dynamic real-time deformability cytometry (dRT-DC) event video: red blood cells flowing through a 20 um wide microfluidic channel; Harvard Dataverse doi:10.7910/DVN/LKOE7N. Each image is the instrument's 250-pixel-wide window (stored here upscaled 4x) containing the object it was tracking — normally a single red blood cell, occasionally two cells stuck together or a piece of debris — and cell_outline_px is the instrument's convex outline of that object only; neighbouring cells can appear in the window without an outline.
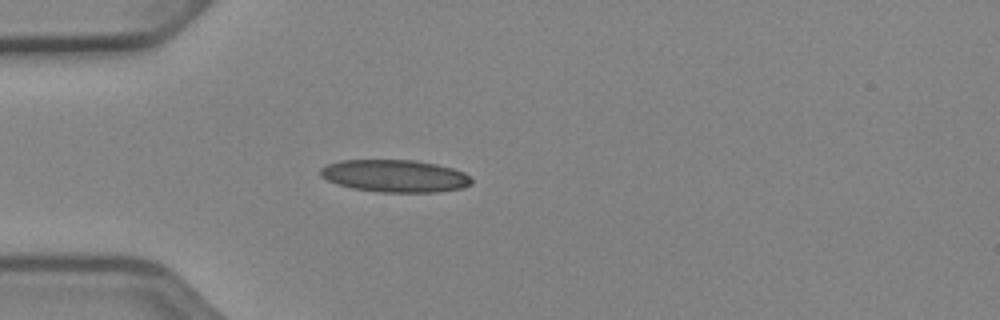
{"species": "Egyptian fruit bat (a non-hibernating species)", "species_latin": "Rousettus aegyptiacus", "temperature_condition": "cold", "stored_images_in_passage": 34, "camera_frame_rate_fps": 3000, "um_per_image_px": 0.085, "animal": {"sex": "female"}, "frame": {"image": 1, "passage_image": 1, "time_ms": 0.0, "image_size_px": [1000, 320], "cell_outline_px": [[472, 184], [464, 188], [436, 192], [384, 192], [352, 188], [336, 184], [320, 176], [320, 168], [328, 164], [340, 160], [416, 160], [436, 164], [452, 168], [464, 172], [472, 180]], "centroid_in_image_um": [33.57, 14.95], "position_along_channel_um": 51.4, "area_um2": 28.55}}
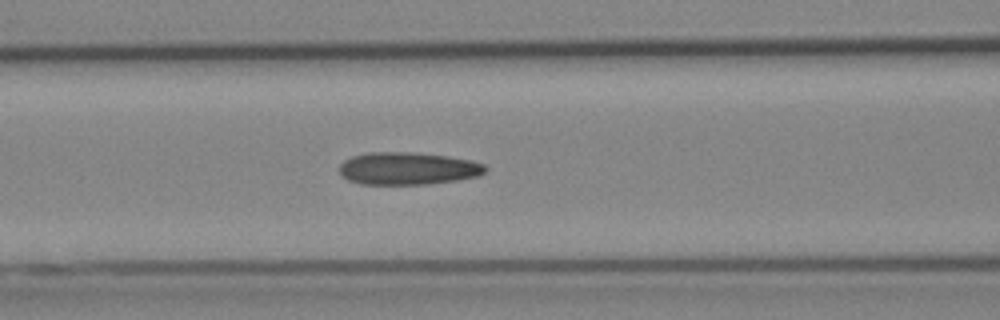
{"frame": {"image": 2, "passage_image": 8, "time_ms": 2.333, "image_size_px": [1000, 320], "cell_outline_px": [[488, 168], [484, 172], [476, 176], [456, 180], [428, 184], [360, 184], [348, 180], [340, 176], [340, 164], [344, 160], [352, 156], [368, 152], [416, 152], [448, 156], [468, 160], [484, 164]], "centroid_in_image_um": [34.62, 14.31], "position_along_channel_um": 132.0, "area_um2": 27.69}}
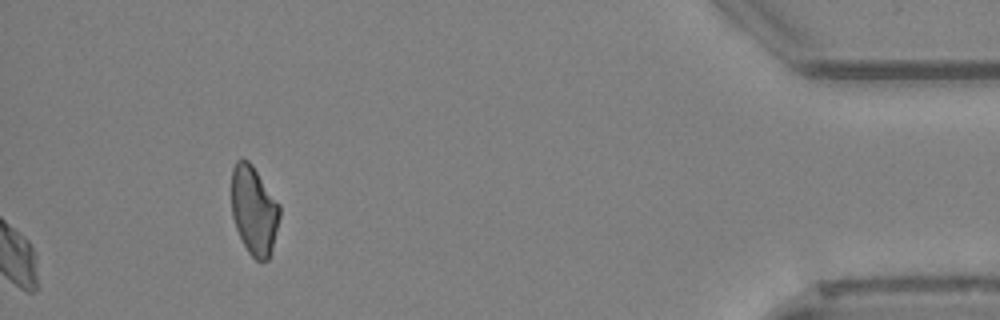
{"frame": {"image": 3, "passage_image": 34, "time_ms": 11.0, "image_size_px": [1000, 320], "cell_outline_px": [[280, 216], [272, 248], [268, 260], [256, 260], [248, 252], [236, 228], [232, 216], [232, 168], [236, 160], [248, 160], [252, 164], [280, 204]], "centroid_in_image_um": [21.59, 17.86], "position_along_channel_um": 413.6, "area_um2": 24.8}, "authors_computed_cell_mechanics": {"area_um2": 26.588, "velocity_mm_per_s": 3.9399, "shape_relaxation_time_tau1_ms": null, "shape_relaxation_time_tau2_ms": 2.7861, "deformation_change_tau1": null, "deformation_change_tau2": 0.1095}}